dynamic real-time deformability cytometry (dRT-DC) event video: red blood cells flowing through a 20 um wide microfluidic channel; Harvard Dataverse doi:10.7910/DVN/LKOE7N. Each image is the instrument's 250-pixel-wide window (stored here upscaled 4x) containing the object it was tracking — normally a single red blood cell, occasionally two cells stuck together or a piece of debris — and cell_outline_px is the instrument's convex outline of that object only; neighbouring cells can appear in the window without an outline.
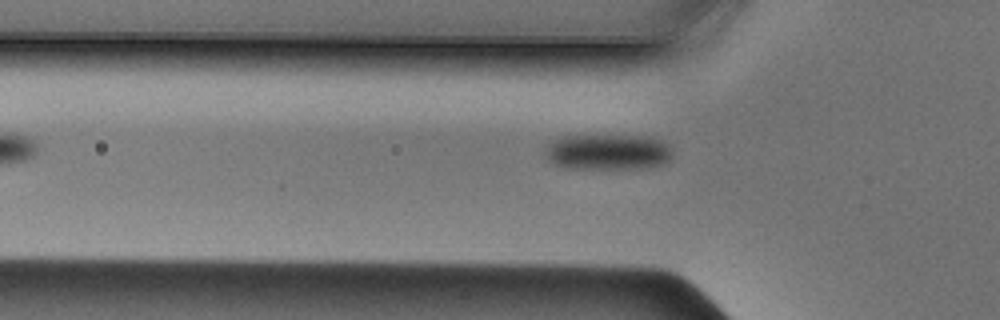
{"species": "Egyptian fruit bat (a non-hibernating species)", "species_latin": "Rousettus aegyptiacus", "temperature_condition": "cold", "stored_images_in_passage": 29, "camera_frame_rate_fps": 3000, "um_per_image_px": 0.085, "animal": {"sex": "male"}, "frame": {"image": 1, "passage_image": 2, "time_ms": 0.333, "image_size_px": [1000, 320], "cell_outline_px": [[672, 156], [664, 164], [648, 168], [564, 168], [552, 164], [544, 156], [544, 152], [548, 144], [556, 140], [568, 136], [652, 136], [660, 140], [672, 152]], "centroid_in_image_um": [51.65, 12.93], "position_along_channel_um": 74.2, "area_um2": 26.41}}
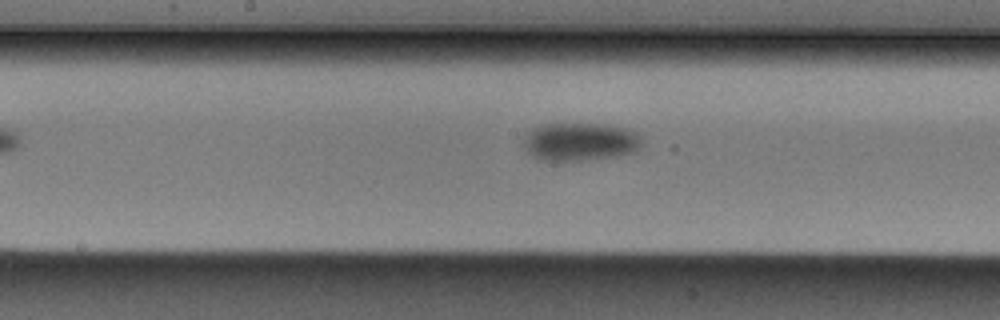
{"frame": {"image": 2, "passage_image": 11, "time_ms": 3.333, "image_size_px": [1000, 320], "cell_outline_px": [[644, 144], [636, 152], [616, 156], [584, 160], [536, 160], [524, 148], [524, 140], [528, 132], [544, 124], [600, 124], [628, 128], [636, 132], [640, 136]], "centroid_in_image_um": [49.36, 12.05], "position_along_channel_um": 198.8, "area_um2": 26.36}}
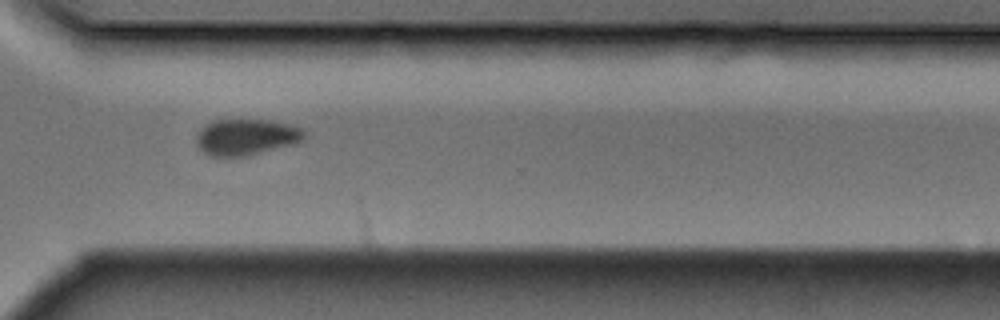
{"frame": {"image": 3, "passage_image": 22, "time_ms": 7.0, "image_size_px": [1000, 320], "cell_outline_px": [[304, 140], [296, 144], [244, 156], [208, 156], [196, 144], [196, 132], [200, 128], [212, 120], [268, 120], [288, 124], [300, 128], [304, 132]], "centroid_in_image_um": [20.89, 11.65], "position_along_channel_um": 349.7, "area_um2": 22.77}}